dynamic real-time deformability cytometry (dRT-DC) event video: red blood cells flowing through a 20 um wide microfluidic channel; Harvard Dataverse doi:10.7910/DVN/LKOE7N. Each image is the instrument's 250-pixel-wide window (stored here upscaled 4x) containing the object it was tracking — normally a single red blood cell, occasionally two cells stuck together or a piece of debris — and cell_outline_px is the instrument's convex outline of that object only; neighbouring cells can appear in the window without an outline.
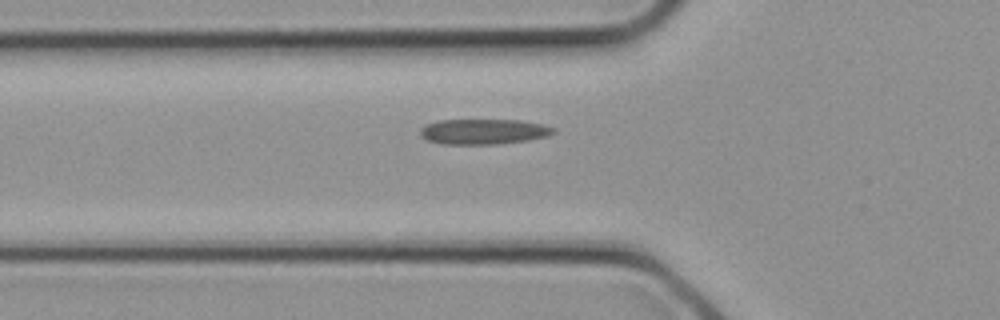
{"species": "common noctule bat (a hibernating species)", "species_latin": "Nyctalus noctula", "temperature_condition": "cold", "stored_images_in_passage": 4, "camera_frame_rate_fps": 3000, "um_per_image_px": 0.085, "animal": {"sex": "female", "body_mass_g": 21.9}, "frame": {"image": 1, "passage_image": 4, "time_ms": 1.0, "image_size_px": [1000, 320], "cell_outline_px": [[556, 132], [548, 136], [528, 140], [500, 144], [440, 144], [428, 140], [420, 132], [420, 128], [428, 124], [440, 120], [520, 120], [544, 124], [556, 128]], "centroid_in_image_um": [41.17, 11.18], "position_along_channel_um": 84.6, "area_um2": 19.71}}